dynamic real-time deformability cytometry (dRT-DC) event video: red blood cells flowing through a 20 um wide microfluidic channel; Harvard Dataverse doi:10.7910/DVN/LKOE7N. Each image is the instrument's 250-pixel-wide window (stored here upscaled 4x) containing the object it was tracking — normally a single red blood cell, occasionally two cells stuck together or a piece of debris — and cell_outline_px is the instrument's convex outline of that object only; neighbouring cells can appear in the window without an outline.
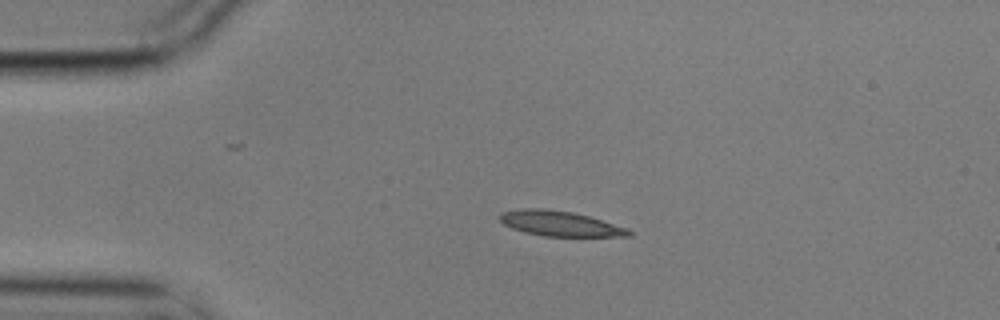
{"species": "common noctule bat (a hibernating species)", "species_latin": "Nyctalus noctula", "temperature_condition": "cold", "stored_images_in_passage": 4, "camera_frame_rate_fps": 3000, "um_per_image_px": 0.085, "animal": {"sex": "male", "body_mass_g": 17.9}, "frame": {"image": 1, "passage_image": 3, "time_ms": 0.667, "image_size_px": [1000, 320], "cell_outline_px": [[632, 236], [544, 236], [524, 232], [512, 228], [504, 224], [500, 220], [500, 212], [520, 208], [544, 208], [572, 212], [588, 216], [628, 228], [632, 232]], "centroid_in_image_um": [47.57, 18.99], "position_along_channel_um": 37.4, "area_um2": 18.84}}
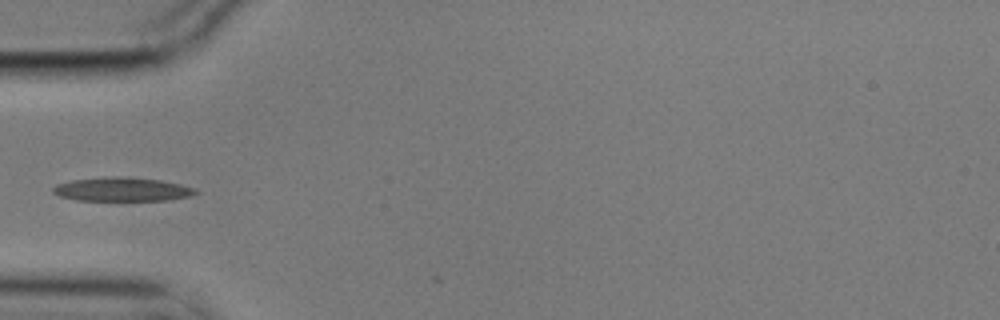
{"frame": {"image": 2, "passage_image": 4, "time_ms": 1.0, "image_size_px": [1000, 320], "cell_outline_px": [[200, 192], [192, 196], [168, 200], [76, 200], [60, 196], [52, 192], [52, 188], [56, 184], [72, 180], [116, 176], [160, 180], [180, 184], [196, 188]], "centroid_in_image_um": [10.41, 16.1], "position_along_channel_um": 74.6, "area_um2": 19.71}}